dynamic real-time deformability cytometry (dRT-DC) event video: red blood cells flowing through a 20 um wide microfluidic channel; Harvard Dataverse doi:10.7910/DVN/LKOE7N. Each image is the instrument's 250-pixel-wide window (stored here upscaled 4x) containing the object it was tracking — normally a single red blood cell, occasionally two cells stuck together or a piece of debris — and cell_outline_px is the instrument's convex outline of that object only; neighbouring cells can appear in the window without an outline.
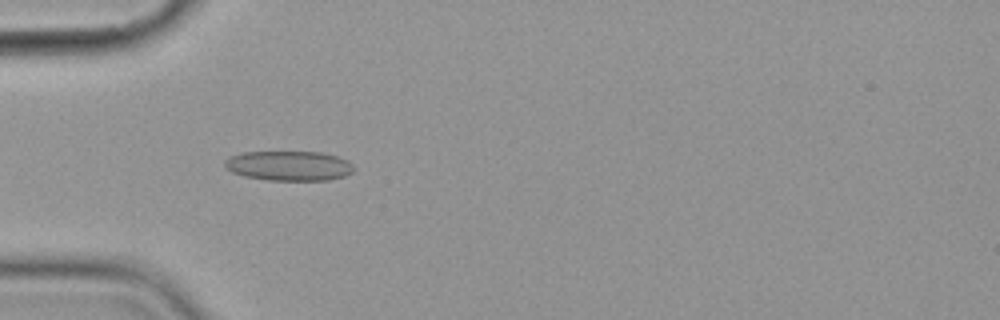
{"species": "common noctule bat (a hibernating species)", "species_latin": "Nyctalus noctula", "temperature_condition": "cold", "stored_images_in_passage": 6, "camera_frame_rate_fps": 3000, "um_per_image_px": 0.085, "animal": {"sex": "female", "body_mass_g": 19.9}, "frame": {"image": 1, "passage_image": 5, "time_ms": 5.667, "image_size_px": [1000, 320], "cell_outline_px": [[356, 168], [352, 172], [344, 176], [328, 180], [268, 180], [244, 176], [232, 172], [224, 168], [224, 160], [228, 156], [244, 152], [320, 152], [336, 156], [348, 160]], "centroid_in_image_um": [24.54, 14.09], "position_along_channel_um": 60.5, "area_um2": 22.54}}
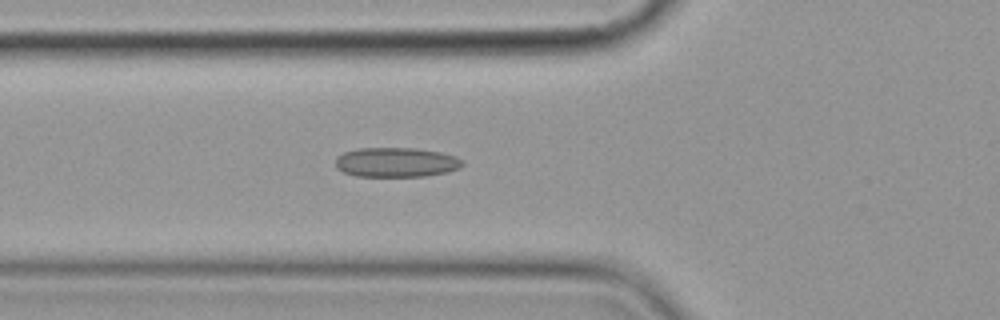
{"frame": {"image": 2, "passage_image": 6, "time_ms": 6.667, "image_size_px": [1000, 320], "cell_outline_px": [[464, 164], [460, 168], [444, 172], [424, 176], [356, 176], [344, 172], [336, 168], [336, 156], [344, 152], [360, 148], [416, 148], [440, 152], [456, 156], [464, 160]], "centroid_in_image_um": [33.68, 13.79], "position_along_channel_um": 92.1, "area_um2": 21.91}}